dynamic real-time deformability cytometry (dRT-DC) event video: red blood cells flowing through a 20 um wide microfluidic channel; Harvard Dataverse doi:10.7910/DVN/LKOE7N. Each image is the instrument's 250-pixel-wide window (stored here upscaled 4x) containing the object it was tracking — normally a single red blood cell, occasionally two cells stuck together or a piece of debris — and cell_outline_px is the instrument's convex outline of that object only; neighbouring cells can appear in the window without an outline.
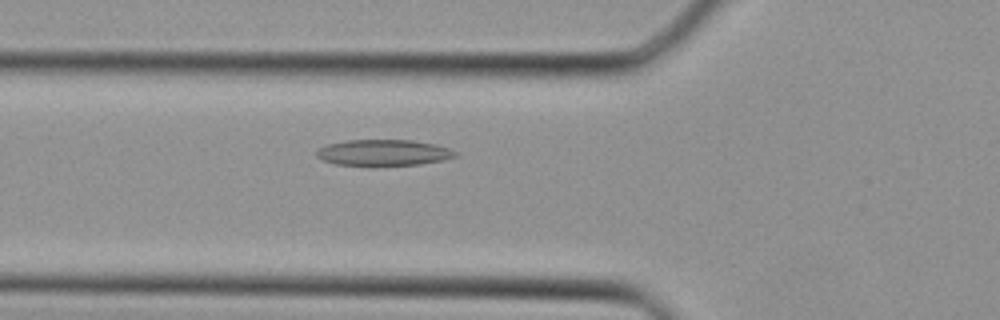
{"species": "Egyptian fruit bat (a non-hibernating species)", "species_latin": "Rousettus aegyptiacus", "temperature_condition": "cold", "stored_images_in_passage": 36, "camera_frame_rate_fps": 3000, "um_per_image_px": 0.085, "animal": {"sex": "female"}, "frame": {"image": 1, "passage_image": 14, "time_ms": 4.333, "image_size_px": [1000, 320], "cell_outline_px": [[456, 156], [444, 160], [420, 164], [372, 168], [368, 168], [336, 164], [324, 160], [316, 156], [316, 152], [324, 144], [348, 140], [412, 140], [436, 144], [448, 148], [456, 152]], "centroid_in_image_um": [32.56, 13.01], "position_along_channel_um": 93.2, "area_um2": 21.91}}
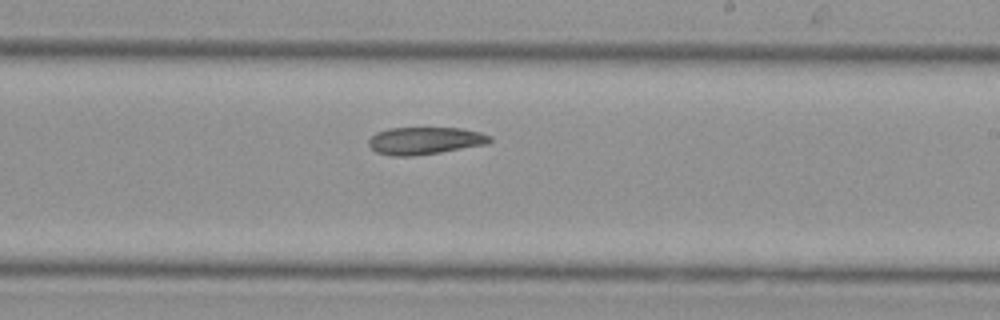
{"frame": {"image": 2, "passage_image": 23, "time_ms": 7.333, "image_size_px": [1000, 320], "cell_outline_px": [[492, 140], [488, 144], [440, 152], [412, 156], [392, 156], [376, 152], [368, 144], [368, 140], [376, 132], [388, 128], [460, 128], [480, 132], [492, 136]], "centroid_in_image_um": [36.12, 11.96], "position_along_channel_um": 252.9, "area_um2": 19.36}}
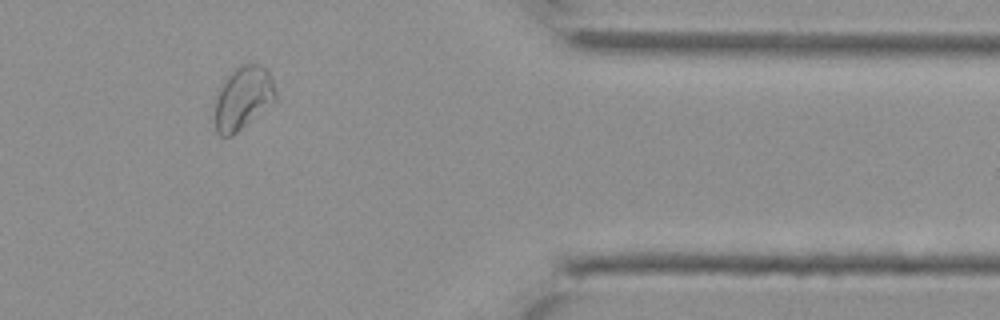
{"frame": {"image": 3, "passage_image": 32, "time_ms": 10.333, "image_size_px": [1000, 320], "cell_outline_px": [[276, 100], [232, 136], [220, 136], [216, 132], [216, 100], [220, 84], [236, 68], [244, 64], [260, 64], [268, 68], [276, 92]], "centroid_in_image_um": [20.67, 8.31], "position_along_channel_um": 390.7, "area_um2": 22.08}}